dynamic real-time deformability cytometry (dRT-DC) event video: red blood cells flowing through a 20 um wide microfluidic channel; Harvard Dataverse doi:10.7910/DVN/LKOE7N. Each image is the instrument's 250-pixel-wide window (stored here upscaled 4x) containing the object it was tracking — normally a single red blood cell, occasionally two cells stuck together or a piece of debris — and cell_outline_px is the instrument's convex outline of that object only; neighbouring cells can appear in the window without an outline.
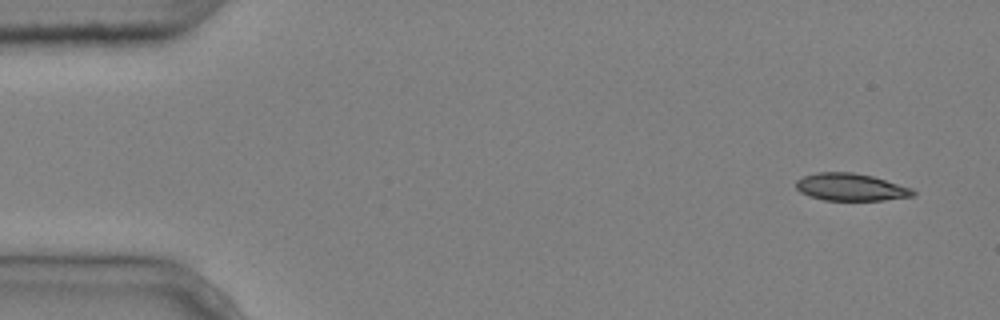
{"species": "common noctule bat (a hibernating species)", "species_latin": "Nyctalus noctula", "temperature_condition": "cold", "stored_images_in_passage": 5, "camera_frame_rate_fps": 3000, "um_per_image_px": 0.085, "animal": {"sex": "male", "body_mass_g": 20.4}, "frame": {"image": 1, "passage_image": 1, "time_ms": 0.0, "image_size_px": [1000, 320], "cell_outline_px": [[916, 196], [884, 200], [824, 200], [808, 196], [800, 192], [796, 188], [796, 180], [804, 176], [816, 172], [852, 172], [872, 176], [912, 188], [916, 192]], "centroid_in_image_um": [72.31, 15.91], "position_along_channel_um": 12.7, "area_um2": 18.73}}
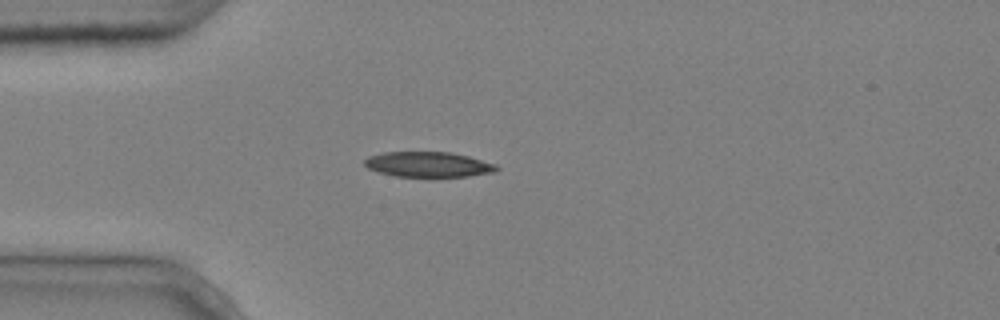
{"frame": {"image": 2, "passage_image": 4, "time_ms": 1.0, "image_size_px": [1000, 320], "cell_outline_px": [[500, 168], [496, 172], [468, 176], [396, 176], [380, 172], [368, 168], [364, 164], [364, 160], [368, 156], [384, 152], [452, 152], [468, 156], [496, 164]], "centroid_in_image_um": [36.43, 13.97], "position_along_channel_um": 48.6, "area_um2": 19.31}}